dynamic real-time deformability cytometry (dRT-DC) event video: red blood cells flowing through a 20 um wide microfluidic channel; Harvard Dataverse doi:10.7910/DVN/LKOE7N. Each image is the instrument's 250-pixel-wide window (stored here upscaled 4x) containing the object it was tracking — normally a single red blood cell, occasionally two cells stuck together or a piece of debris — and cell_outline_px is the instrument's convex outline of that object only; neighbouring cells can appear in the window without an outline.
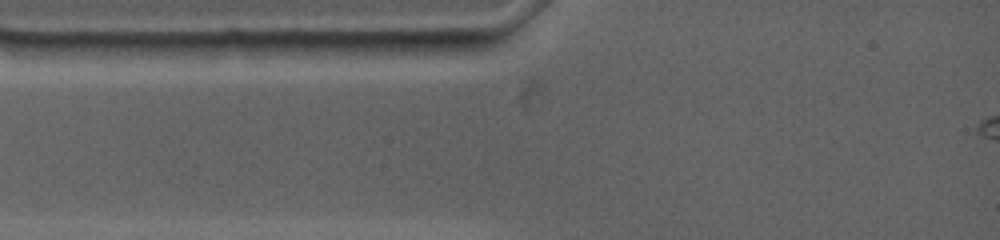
{"species": "common noctule bat (a hibernating species)", "species_latin": "Nyctalus noctula", "temperature_condition": "warm", "stored_images_in_passage": 1, "camera_frame_rate_fps": 4500, "um_per_image_px": 0.085, "animal": {"sex": "female", "body_mass_g": 19.0, "forearm_length_mm": 53.3}, "frame": {"image": 1, "passage_image": 1, "time_ms": 0.0, "image_size_px": [1000, 240], "cell_outline_px": [[484, 48], [476, 56], [364, 56], [332, 52], [316, 44], [312, 40], [484, 40]], "centroid_in_image_um": [34.35, 4.04], "position_along_channel_um": 50.6, "area_um2": 17.86}}